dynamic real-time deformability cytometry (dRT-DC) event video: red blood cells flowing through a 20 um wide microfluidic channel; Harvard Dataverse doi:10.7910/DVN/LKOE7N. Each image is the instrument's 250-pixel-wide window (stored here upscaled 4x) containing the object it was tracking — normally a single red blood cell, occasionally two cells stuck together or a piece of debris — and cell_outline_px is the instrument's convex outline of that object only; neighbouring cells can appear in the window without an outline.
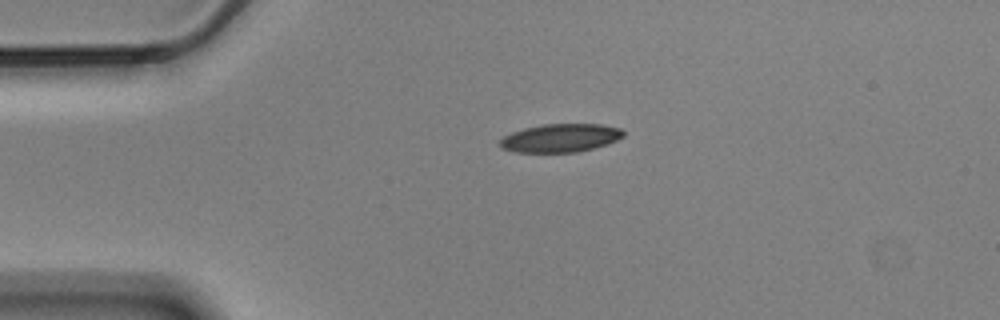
{"species": "Egyptian fruit bat (a non-hibernating species)", "species_latin": "Rousettus aegyptiacus", "temperature_condition": "cold", "stored_images_in_passage": 45, "camera_frame_rate_fps": 3000, "um_per_image_px": 0.085, "animal": {"sex": "male"}, "frame": {"image": 1, "passage_image": 1, "time_ms": 0.0, "image_size_px": [1000, 320], "cell_outline_px": [[624, 136], [616, 140], [592, 148], [576, 152], [516, 152], [500, 148], [496, 144], [504, 136], [512, 132], [524, 128], [544, 124], [600, 124], [620, 128], [624, 132]], "centroid_in_image_um": [47.58, 11.72], "position_along_channel_um": 37.4, "area_um2": 20.29}}
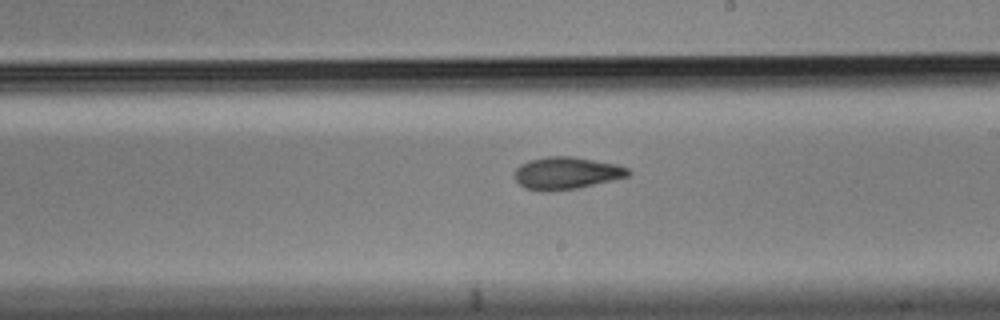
{"frame": {"image": 2, "passage_image": 21, "time_ms": 6.667, "image_size_px": [1000, 320], "cell_outline_px": [[632, 172], [628, 176], [612, 180], [576, 188], [524, 188], [512, 176], [516, 168], [520, 164], [528, 160], [548, 156], [572, 156], [616, 164], [628, 168]], "centroid_in_image_um": [48.15, 14.66], "position_along_channel_um": 240.8, "area_um2": 20.69}}
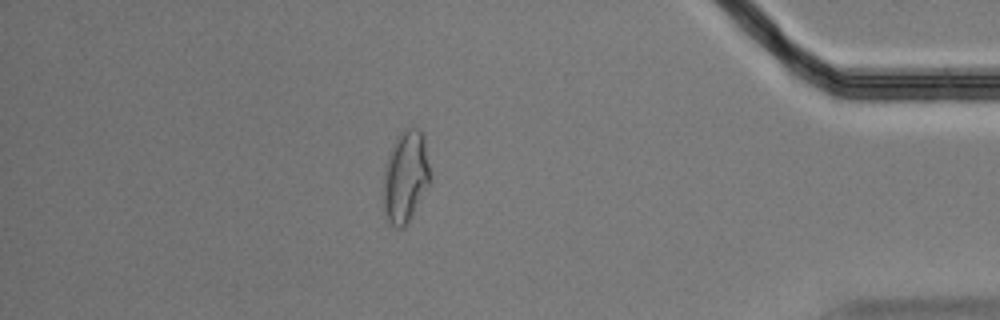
{"frame": {"image": 3, "passage_image": 38, "time_ms": 12.333, "image_size_px": [1000, 320], "cell_outline_px": [[432, 180], [408, 224], [404, 228], [396, 228], [388, 224], [380, 200], [384, 164], [388, 152], [396, 136], [404, 128], [420, 128], [424, 132], [432, 176]], "centroid_in_image_um": [34.44, 15.03], "position_along_channel_um": 400.8, "area_um2": 26.82}, "authors_computed_cell_mechanics": {"area_um2": 21.386, "velocity_mm_per_s": 3.5095, "shape_relaxation_time_tau1_ms": 9.5443, "shape_relaxation_time_tau2_ms": 4.3475, "deformation_change_tau1": 0.2066, "deformation_change_tau2": 0.1029}}